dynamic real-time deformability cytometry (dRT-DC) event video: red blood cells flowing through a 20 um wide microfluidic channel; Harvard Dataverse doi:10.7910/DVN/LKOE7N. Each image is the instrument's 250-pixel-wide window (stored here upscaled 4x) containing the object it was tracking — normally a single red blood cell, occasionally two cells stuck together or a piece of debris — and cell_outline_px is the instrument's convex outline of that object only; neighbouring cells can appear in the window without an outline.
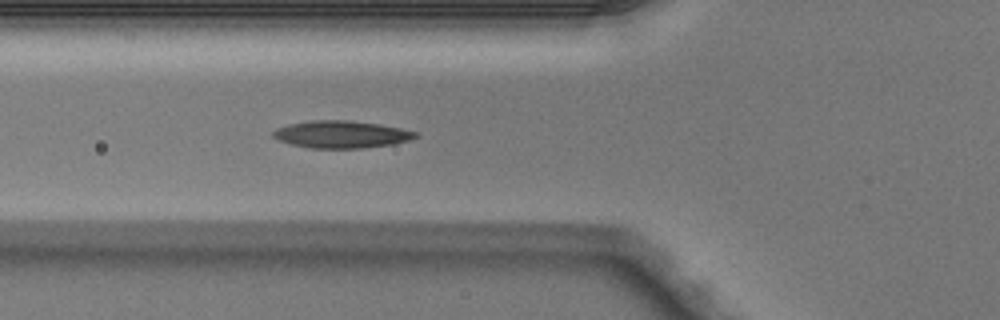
{"species": "Egyptian fruit bat (a non-hibernating species)", "species_latin": "Rousettus aegyptiacus", "temperature_condition": "warm", "stored_images_in_passage": 4, "camera_frame_rate_fps": 3000, "um_per_image_px": 0.085, "animal": {"sex": "male"}, "frame": {"image": 1, "passage_image": 4, "time_ms": 1.0, "image_size_px": [1000, 320], "cell_outline_px": [[420, 136], [408, 140], [392, 144], [364, 148], [308, 148], [276, 140], [272, 136], [272, 132], [276, 128], [288, 124], [312, 120], [348, 120], [376, 124], [400, 128], [420, 132]], "centroid_in_image_um": [28.99, 11.42], "position_along_channel_um": 96.8, "area_um2": 22.72}}